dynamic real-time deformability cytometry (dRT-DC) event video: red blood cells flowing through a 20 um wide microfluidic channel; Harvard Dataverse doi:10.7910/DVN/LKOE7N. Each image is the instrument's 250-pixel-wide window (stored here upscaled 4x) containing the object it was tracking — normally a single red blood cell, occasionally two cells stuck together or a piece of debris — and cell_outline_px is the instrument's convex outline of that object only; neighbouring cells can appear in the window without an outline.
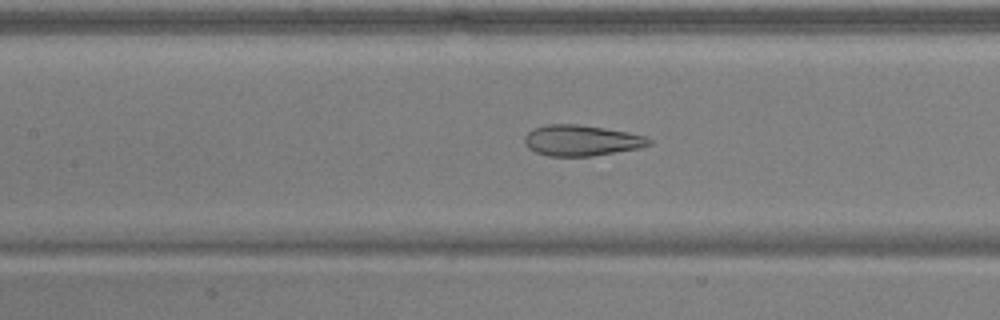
{"species": "common noctule bat (a hibernating species)", "species_latin": "Nyctalus noctula", "temperature_condition": "warm", "stored_images_in_passage": 38, "camera_frame_rate_fps": 3000, "um_per_image_px": 0.085, "animal": {"sex": "male", "body_mass_g": 17.9, "forearm_length_mm": 54.2}, "frame": {"image": 1, "passage_image": 16, "time_ms": 5.0, "image_size_px": [1000, 320], "cell_outline_px": [[652, 144], [640, 148], [592, 156], [548, 156], [536, 152], [528, 148], [524, 144], [524, 136], [532, 128], [548, 124], [576, 124], [604, 128], [628, 132], [644, 136], [652, 140]], "centroid_in_image_um": [49.4, 11.94], "position_along_channel_um": 158.0, "area_um2": 22.43}}
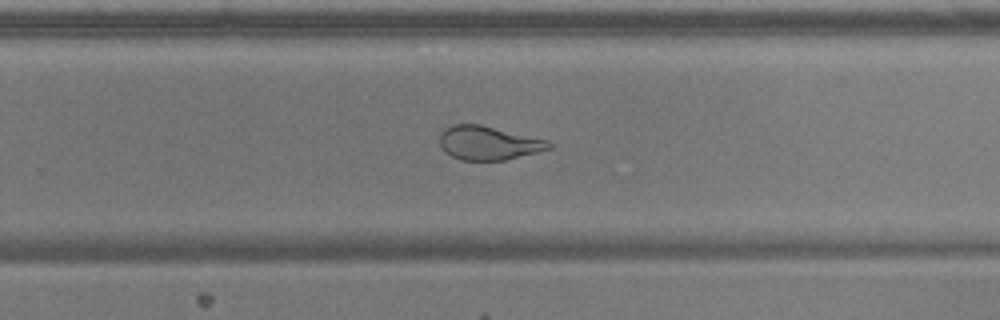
{"frame": {"image": 2, "passage_image": 26, "time_ms": 8.333, "image_size_px": [1000, 320], "cell_outline_px": [[552, 148], [504, 160], [460, 160], [444, 152], [440, 144], [440, 132], [444, 128], [452, 124], [480, 124], [548, 140], [552, 144]], "centroid_in_image_um": [41.48, 12.14], "position_along_channel_um": 288.3, "area_um2": 21.5}}
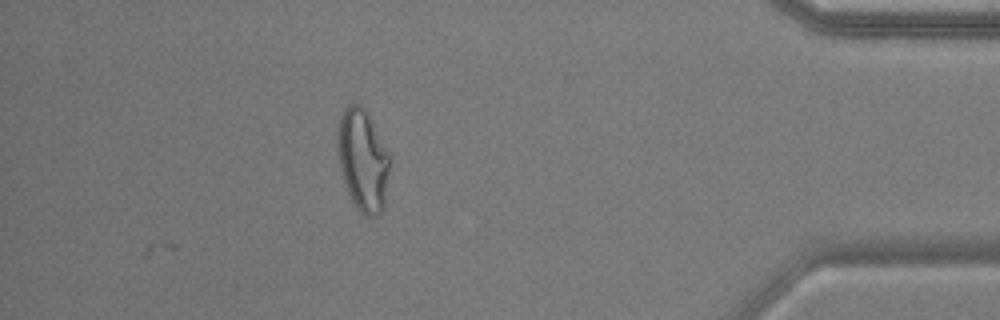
{"frame": {"image": 3, "passage_image": 38, "time_ms": 12.333, "image_size_px": [1000, 320], "cell_outline_px": [[388, 168], [384, 212], [380, 216], [364, 216], [356, 208], [348, 192], [344, 180], [340, 164], [336, 136], [340, 116], [344, 108], [348, 104], [360, 104], [368, 112], [388, 156]], "centroid_in_image_um": [30.82, 13.63], "position_along_channel_um": 404.4, "area_um2": 30.58}, "authors_computed_cell_mechanics": {"area_um2": 22.5998, "velocity_mm_per_s": 3.9201, "shape_relaxation_time_tau1_ms": null, "shape_relaxation_time_tau2_ms": 1.1787, "deformation_change_tau1": null, "deformation_change_tau2": 0.089}}